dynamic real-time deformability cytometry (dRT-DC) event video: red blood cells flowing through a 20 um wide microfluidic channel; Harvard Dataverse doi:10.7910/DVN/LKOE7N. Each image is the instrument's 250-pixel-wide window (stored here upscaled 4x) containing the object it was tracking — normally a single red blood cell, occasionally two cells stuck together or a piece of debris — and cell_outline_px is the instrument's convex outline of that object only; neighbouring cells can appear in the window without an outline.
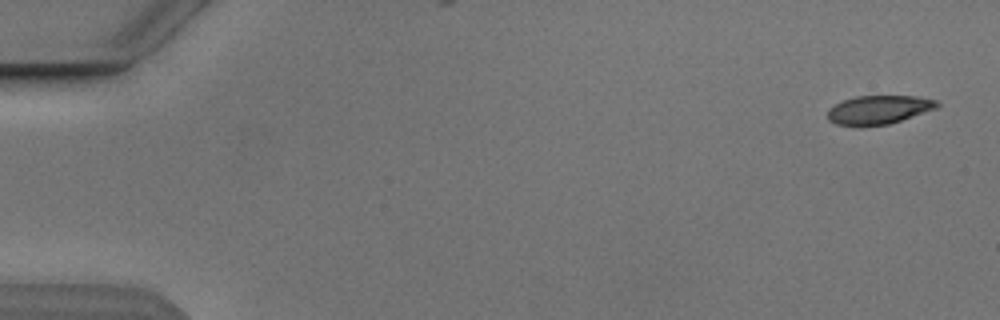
{"species": "Egyptian fruit bat (a non-hibernating species)", "species_latin": "Rousettus aegyptiacus", "temperature_condition": "cold", "stored_images_in_passage": 5, "camera_frame_rate_fps": 3000, "um_per_image_px": 0.085, "animal": {"sex": "male"}, "frame": {"image": 1, "passage_image": 1, "time_ms": 0.0, "image_size_px": [1000, 320], "cell_outline_px": [[940, 104], [936, 108], [888, 124], [836, 124], [828, 120], [828, 108], [844, 100], [856, 96], [916, 96], [936, 100]], "centroid_in_image_um": [74.7, 9.3], "position_along_channel_um": 10.3, "area_um2": 17.69}}
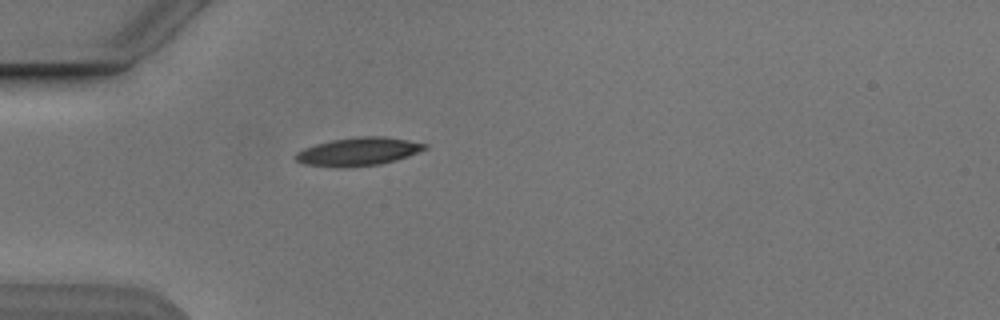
{"frame": {"image": 2, "passage_image": 5, "time_ms": 4.667, "image_size_px": [1000, 320], "cell_outline_px": [[428, 148], [408, 156], [396, 160], [380, 164], [344, 168], [304, 164], [296, 160], [292, 156], [296, 152], [304, 148], [316, 144], [332, 140], [360, 136], [384, 136], [408, 140], [428, 144]], "centroid_in_image_um": [30.45, 12.88], "position_along_channel_um": 54.5, "area_um2": 21.33}}